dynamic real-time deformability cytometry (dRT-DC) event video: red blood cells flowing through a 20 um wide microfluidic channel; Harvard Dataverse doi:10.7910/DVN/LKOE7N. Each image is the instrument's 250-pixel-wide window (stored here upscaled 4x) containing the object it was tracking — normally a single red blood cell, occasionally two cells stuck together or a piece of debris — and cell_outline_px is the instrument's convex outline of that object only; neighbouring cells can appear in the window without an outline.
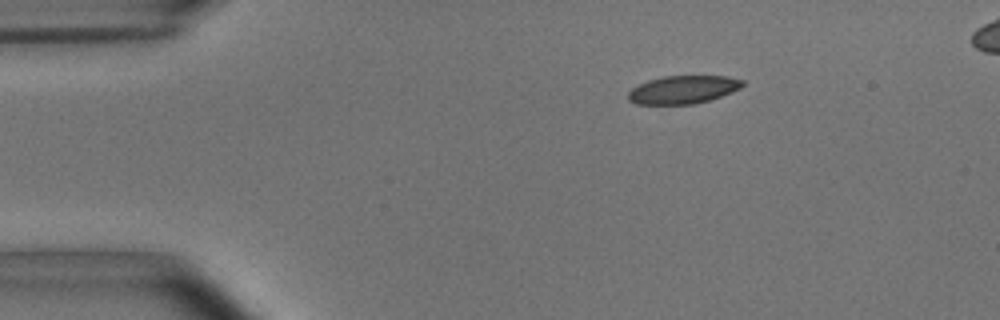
{"species": "common noctule bat (a hibernating species)", "species_latin": "Nyctalus noctula", "temperature_condition": "room temperature", "stored_images_in_passage": 47, "camera_frame_rate_fps": 3000, "um_per_image_px": 0.085, "animal": {"sex": "male", "body_mass_g": 15.6}, "frame": {"image": 1, "passage_image": 1, "time_ms": 0.0, "image_size_px": [1000, 320], "cell_outline_px": [[744, 84], [740, 88], [720, 96], [708, 100], [692, 104], [636, 104], [628, 100], [628, 92], [632, 88], [648, 80], [664, 76], [728, 76], [744, 80]], "centroid_in_image_um": [58.04, 7.61], "position_along_channel_um": 27.0, "area_um2": 18.55}}
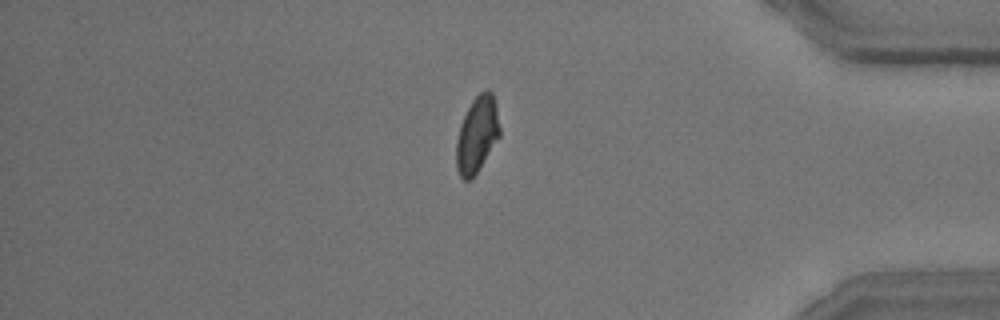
{"frame": {"image": 2, "passage_image": 38, "time_ms": 12.333, "image_size_px": [1000, 320], "cell_outline_px": [[500, 136], [472, 180], [464, 180], [460, 176], [456, 168], [456, 140], [460, 124], [472, 100], [480, 92], [488, 88], [492, 92], [496, 108], [500, 128]], "centroid_in_image_um": [40.54, 11.45], "position_along_channel_um": 394.7, "area_um2": 19.31}}
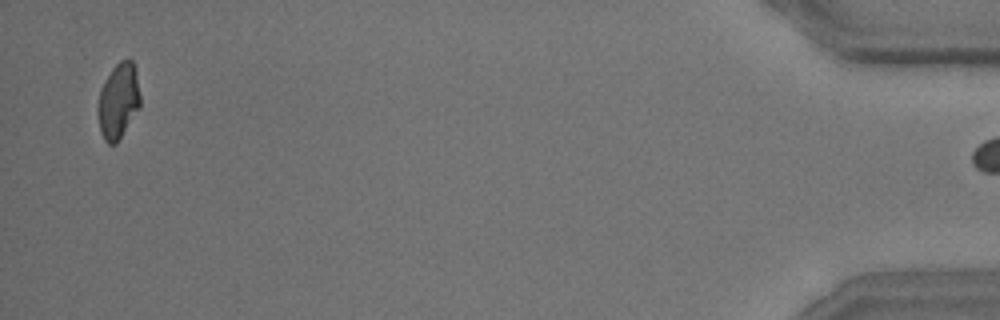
{"frame": {"image": 3, "passage_image": 45, "time_ms": 14.667, "image_size_px": [1000, 320], "cell_outline_px": [[140, 108], [116, 144], [108, 144], [104, 140], [100, 132], [96, 112], [96, 108], [100, 88], [104, 80], [112, 68], [120, 60], [132, 60], [136, 72], [140, 96]], "centroid_in_image_um": [10.03, 8.6], "position_along_channel_um": 425.2, "area_um2": 18.96}, "authors_computed_cell_mechanics": {"area_um2": 19.8254, "velocity_mm_per_s": 3.6782, "shape_relaxation_time_tau1_ms": 5.9811, "shape_relaxation_time_tau2_ms": 1.706, "deformation_change_tau1": 0.1483, "deformation_change_tau2": 0.0643}}